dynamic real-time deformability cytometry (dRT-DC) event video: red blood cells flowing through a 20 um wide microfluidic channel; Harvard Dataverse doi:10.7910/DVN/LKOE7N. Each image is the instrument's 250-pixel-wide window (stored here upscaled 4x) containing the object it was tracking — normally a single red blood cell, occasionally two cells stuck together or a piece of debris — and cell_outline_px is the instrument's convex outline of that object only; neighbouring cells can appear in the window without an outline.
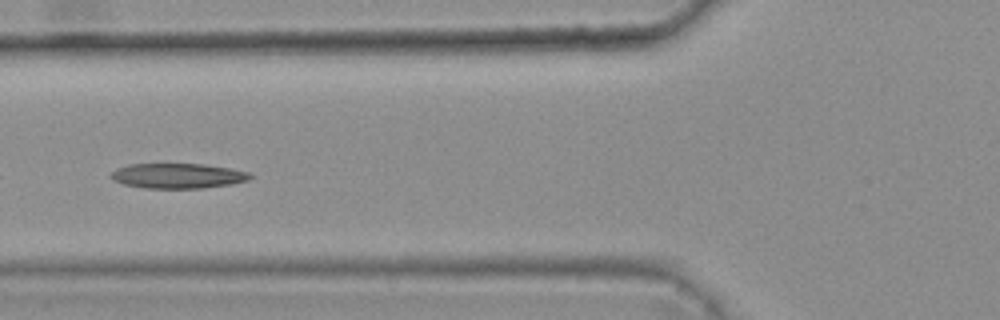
{"species": "common noctule bat (a hibernating species)", "species_latin": "Nyctalus noctula", "temperature_condition": "warm", "stored_images_in_passage": 9, "camera_frame_rate_fps": 3000, "um_per_image_px": 0.085, "animal": {"sex": "female", "body_mass_g": 25.1}, "frame": {"image": 1, "passage_image": 6, "time_ms": 1.667, "image_size_px": [1000, 320], "cell_outline_px": [[252, 176], [248, 180], [232, 184], [204, 188], [148, 188], [124, 184], [112, 180], [108, 176], [116, 168], [128, 164], [204, 164], [228, 168], [248, 172]], "centroid_in_image_um": [15.08, 14.94], "position_along_channel_um": 110.7, "area_um2": 20.29}}
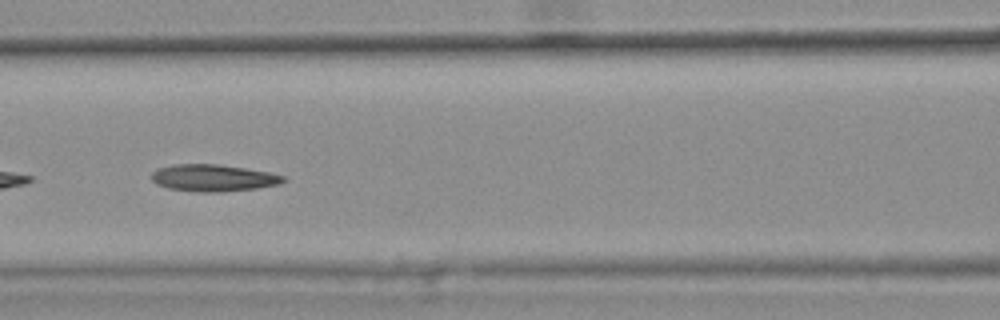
{"frame": {"image": 2, "passage_image": 7, "time_ms": 2.0, "image_size_px": [1000, 320], "cell_outline_px": [[284, 180], [280, 184], [256, 188], [224, 192], [196, 192], [168, 188], [156, 184], [152, 180], [152, 172], [156, 168], [172, 164], [220, 164], [268, 172], [284, 176]], "centroid_in_image_um": [18.08, 15.12], "position_along_channel_um": 148.5, "area_um2": 20.75}}
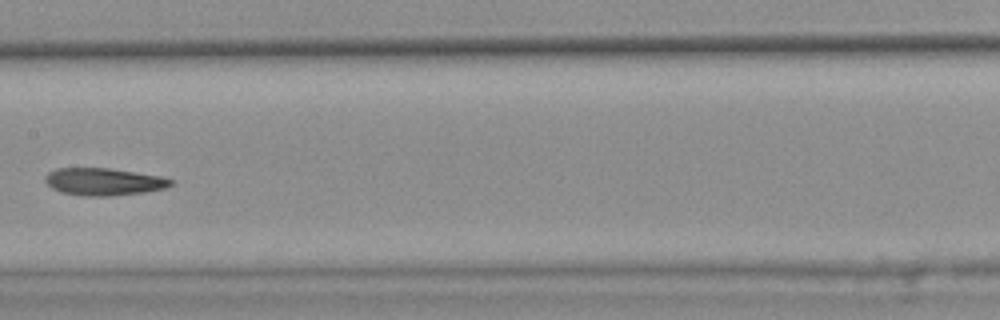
{"frame": {"image": 3, "passage_image": 8, "time_ms": 2.333, "image_size_px": [1000, 320], "cell_outline_px": [[176, 180], [172, 184], [164, 188], [144, 192], [108, 196], [84, 196], [60, 192], [52, 188], [44, 180], [44, 176], [48, 172], [56, 168], [108, 168], [160, 176]], "centroid_in_image_um": [8.79, 15.44], "position_along_channel_um": 198.6, "area_um2": 20.0}}